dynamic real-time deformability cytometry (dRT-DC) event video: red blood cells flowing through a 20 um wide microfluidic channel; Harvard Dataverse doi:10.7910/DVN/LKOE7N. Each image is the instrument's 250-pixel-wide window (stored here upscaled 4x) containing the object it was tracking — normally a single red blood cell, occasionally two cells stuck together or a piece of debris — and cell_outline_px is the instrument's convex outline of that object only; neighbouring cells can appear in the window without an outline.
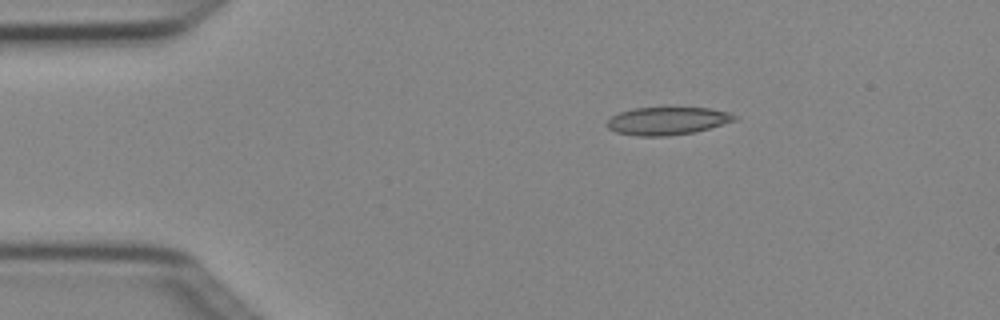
{"species": "Egyptian fruit bat (a non-hibernating species)", "species_latin": "Rousettus aegyptiacus", "temperature_condition": "cold", "stored_images_in_passage": 3, "camera_frame_rate_fps": 3000, "um_per_image_px": 0.085, "animal": {"sex": "female"}, "frame": {"image": 1, "passage_image": 2, "time_ms": 0.333, "image_size_px": [1000, 320], "cell_outline_px": [[740, 116], [736, 120], [708, 128], [692, 132], [668, 136], [636, 136], [616, 132], [608, 128], [604, 124], [612, 116], [620, 112], [632, 108], [708, 108], [728, 112]], "centroid_in_image_um": [56.69, 10.28], "position_along_channel_um": 28.3, "area_um2": 20.58}}